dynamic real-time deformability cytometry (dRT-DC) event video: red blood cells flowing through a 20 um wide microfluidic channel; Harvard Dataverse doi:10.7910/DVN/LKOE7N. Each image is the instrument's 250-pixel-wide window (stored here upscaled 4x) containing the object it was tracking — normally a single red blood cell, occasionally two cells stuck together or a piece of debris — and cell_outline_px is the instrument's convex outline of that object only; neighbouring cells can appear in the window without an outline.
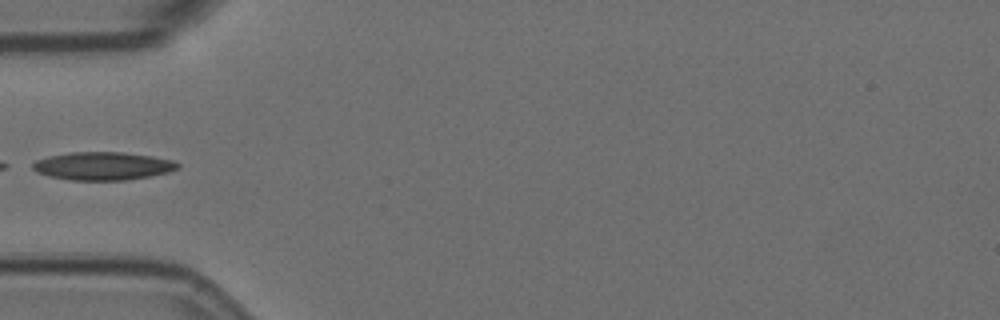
{"species": "Egyptian fruit bat (a non-hibernating species)", "species_latin": "Rousettus aegyptiacus", "temperature_condition": "room temperature", "stored_images_in_passage": 38, "camera_frame_rate_fps": 3000, "um_per_image_px": 0.085, "animal": {"sex": "female"}, "frame": {"image": 1, "passage_image": 1, "time_ms": 0.0, "image_size_px": [1000, 320], "cell_outline_px": [[180, 168], [168, 172], [148, 176], [124, 180], [68, 180], [48, 176], [36, 172], [32, 168], [32, 164], [36, 160], [48, 156], [68, 152], [124, 152], [152, 156], [172, 160], [180, 164]], "centroid_in_image_um": [8.71, 14.1], "position_along_channel_um": 76.3, "area_um2": 23.81}}